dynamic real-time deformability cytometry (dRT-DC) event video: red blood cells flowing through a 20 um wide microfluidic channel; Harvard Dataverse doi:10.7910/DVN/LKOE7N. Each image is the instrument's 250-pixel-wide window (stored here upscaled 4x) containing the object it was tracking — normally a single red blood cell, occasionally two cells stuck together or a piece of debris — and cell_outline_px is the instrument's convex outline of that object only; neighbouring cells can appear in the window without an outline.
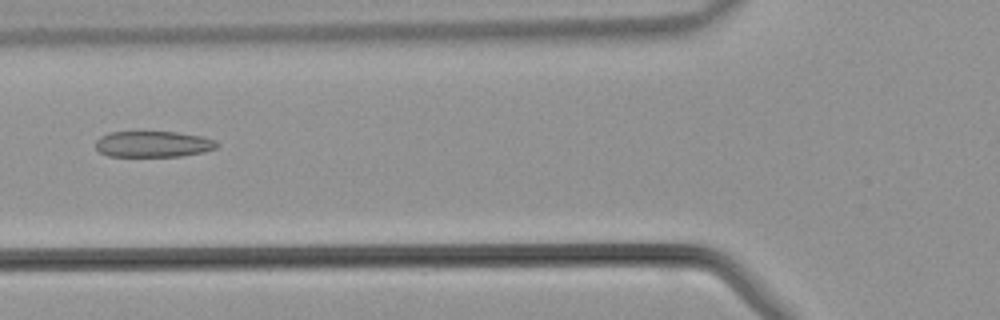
{"species": "common noctule bat (a hibernating species)", "species_latin": "Nyctalus noctula", "temperature_condition": "warm", "stored_images_in_passage": 31, "camera_frame_rate_fps": 3000, "um_per_image_px": 0.085, "animal": {"sex": "male", "body_mass_g": 21.5, "forearm_length_mm": 52.0}, "frame": {"image": 1, "passage_image": 4, "time_ms": 1.0, "image_size_px": [1000, 320], "cell_outline_px": [[220, 144], [216, 148], [204, 152], [180, 156], [108, 156], [100, 152], [96, 148], [96, 140], [100, 136], [108, 132], [176, 132], [200, 136], [216, 140]], "centroid_in_image_um": [13.02, 12.25], "position_along_channel_um": 112.8, "area_um2": 18.44}}
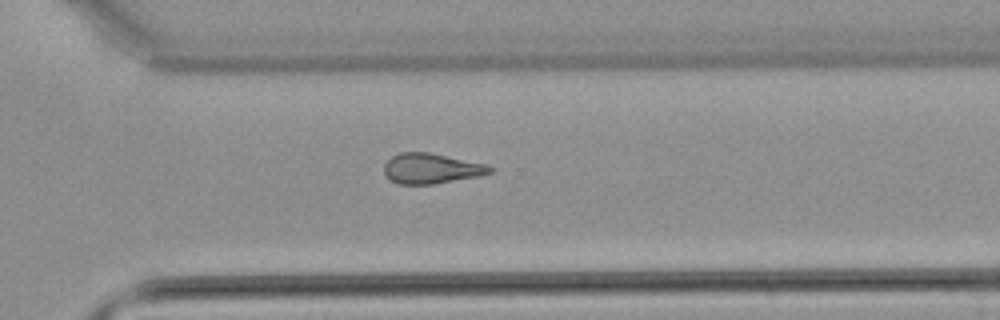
{"frame": {"image": 2, "passage_image": 18, "time_ms": 5.667, "image_size_px": [1000, 320], "cell_outline_px": [[492, 172], [480, 176], [436, 184], [396, 184], [388, 180], [384, 172], [384, 164], [392, 156], [400, 152], [428, 152], [488, 164], [492, 168]], "centroid_in_image_um": [36.65, 14.33], "position_along_channel_um": 334.0, "area_um2": 18.9}}
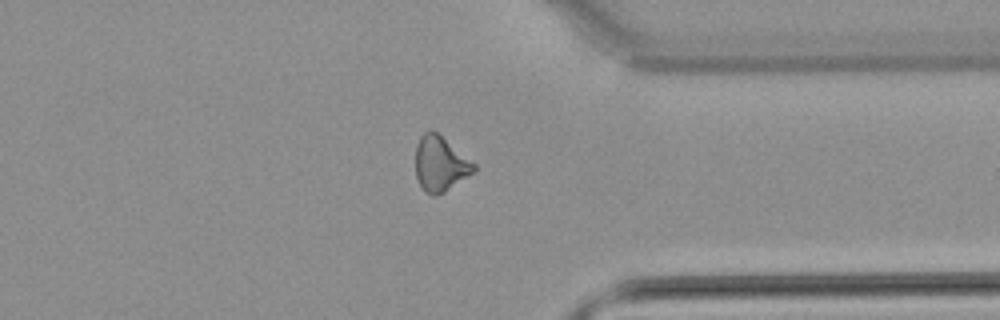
{"frame": {"image": 3, "passage_image": 21, "time_ms": 6.667, "image_size_px": [1000, 320], "cell_outline_px": [[476, 172], [444, 192], [436, 196], [432, 196], [424, 192], [416, 176], [416, 144], [420, 136], [424, 132], [436, 132], [476, 164]], "centroid_in_image_um": [37.43, 13.96], "position_along_channel_um": 374.0, "area_um2": 18.67}}